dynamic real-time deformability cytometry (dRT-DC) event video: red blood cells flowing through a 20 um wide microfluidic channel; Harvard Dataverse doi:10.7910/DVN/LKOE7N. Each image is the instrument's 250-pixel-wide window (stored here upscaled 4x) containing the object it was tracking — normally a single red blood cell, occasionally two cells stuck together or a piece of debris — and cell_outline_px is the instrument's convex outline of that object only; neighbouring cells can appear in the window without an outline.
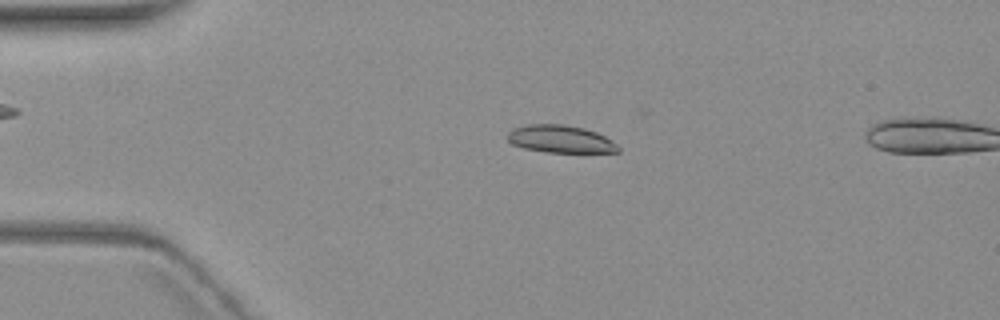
{"species": "common noctule bat (a hibernating species)", "species_latin": "Nyctalus noctula", "temperature_condition": "warm", "stored_images_in_passage": 5, "segment_of_instrument_passage": [1, 2], "camera_frame_rate_fps": 3000, "um_per_image_px": 0.085, "animal": {"sex": "female", "body_mass_g": 19.3, "forearm_length_mm": 54.1}, "frame": {"image": 1, "passage_image": 3, "time_ms": 2.333, "image_size_px": [1000, 320], "cell_outline_px": [[620, 152], [548, 152], [524, 148], [512, 144], [508, 140], [508, 132], [516, 128], [528, 124], [564, 124], [584, 128], [596, 132], [604, 136], [616, 144], [620, 148]], "centroid_in_image_um": [47.65, 11.82], "position_along_channel_um": 37.4, "area_um2": 17.57}}